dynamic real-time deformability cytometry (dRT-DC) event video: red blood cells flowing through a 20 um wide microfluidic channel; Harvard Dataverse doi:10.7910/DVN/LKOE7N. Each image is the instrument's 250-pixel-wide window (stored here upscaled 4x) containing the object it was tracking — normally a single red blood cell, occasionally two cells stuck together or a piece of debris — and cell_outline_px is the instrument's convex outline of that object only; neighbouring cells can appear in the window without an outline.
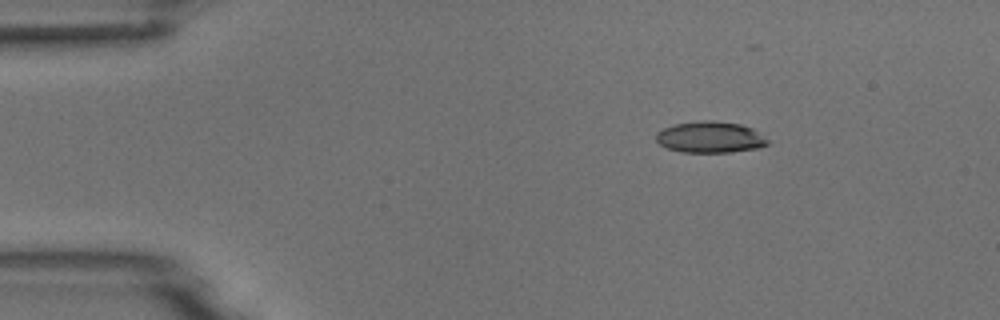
{"species": "common noctule bat (a hibernating species)", "species_latin": "Nyctalus noctula", "temperature_condition": "room temperature", "stored_images_in_passage": 4, "camera_frame_rate_fps": 3000, "um_per_image_px": 0.085, "animal": {"sex": "male", "body_mass_g": 18.8}, "frame": {"image": 1, "passage_image": 2, "time_ms": 2.0, "image_size_px": [1000, 320], "cell_outline_px": [[768, 144], [760, 148], [732, 152], [680, 152], [668, 148], [660, 144], [656, 140], [656, 132], [664, 128], [676, 124], [704, 120], [712, 120], [740, 124], [752, 128], [768, 140]], "centroid_in_image_um": [60.37, 11.66], "position_along_channel_um": 24.6, "area_um2": 20.29}}